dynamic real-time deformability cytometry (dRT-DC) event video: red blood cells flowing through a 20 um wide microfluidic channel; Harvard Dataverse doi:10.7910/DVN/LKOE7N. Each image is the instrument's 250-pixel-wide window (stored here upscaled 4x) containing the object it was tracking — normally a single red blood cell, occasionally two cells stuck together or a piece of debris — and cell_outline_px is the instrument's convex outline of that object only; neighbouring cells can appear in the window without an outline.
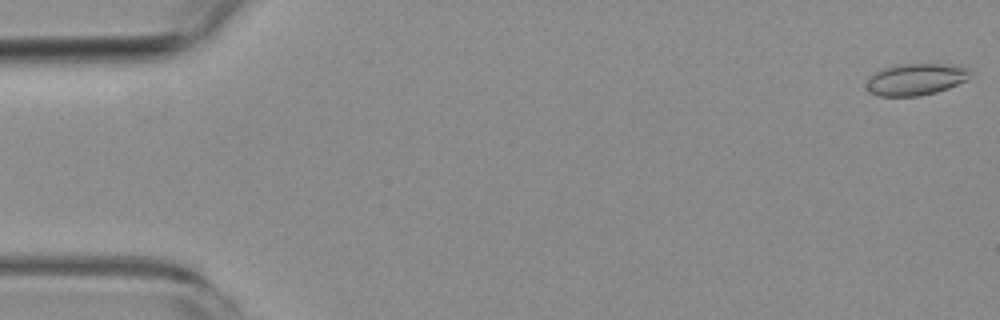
{"species": "common noctule bat (a hibernating species)", "species_latin": "Nyctalus noctula", "temperature_condition": "room temperature", "stored_images_in_passage": 5, "camera_frame_rate_fps": 3000, "um_per_image_px": 0.085, "animal": {"sex": "female", "body_mass_g": 19.3, "forearm_length_mm": 54.1}, "frame": {"image": 1, "passage_image": 1, "time_ms": 0.0, "image_size_px": [1000, 320], "cell_outline_px": [[968, 80], [948, 88], [936, 92], [916, 96], [880, 96], [868, 92], [868, 76], [884, 68], [896, 64], [940, 64], [964, 68], [968, 72]], "centroid_in_image_um": [77.78, 6.76], "position_along_channel_um": 7.2, "area_um2": 18.79}}
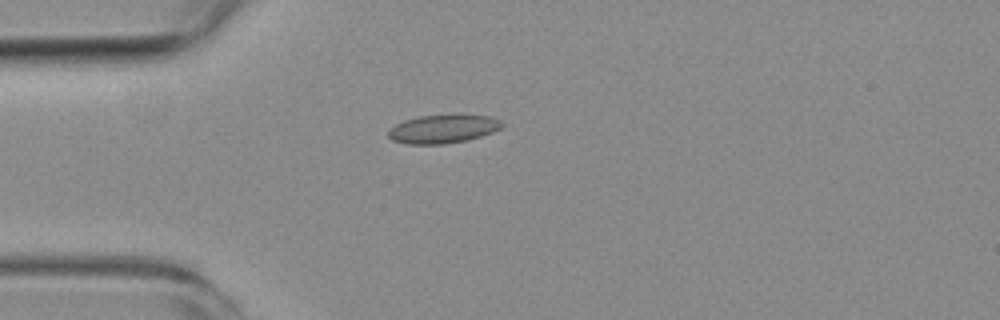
{"frame": {"image": 2, "passage_image": 5, "time_ms": 4.667, "image_size_px": [1000, 320], "cell_outline_px": [[504, 124], [500, 128], [492, 132], [468, 140], [444, 144], [408, 144], [392, 140], [388, 136], [388, 132], [396, 124], [404, 120], [420, 116], [452, 112], [460, 112], [492, 116], [500, 120]], "centroid_in_image_um": [37.71, 10.91], "position_along_channel_um": 47.3, "area_um2": 19.59}}